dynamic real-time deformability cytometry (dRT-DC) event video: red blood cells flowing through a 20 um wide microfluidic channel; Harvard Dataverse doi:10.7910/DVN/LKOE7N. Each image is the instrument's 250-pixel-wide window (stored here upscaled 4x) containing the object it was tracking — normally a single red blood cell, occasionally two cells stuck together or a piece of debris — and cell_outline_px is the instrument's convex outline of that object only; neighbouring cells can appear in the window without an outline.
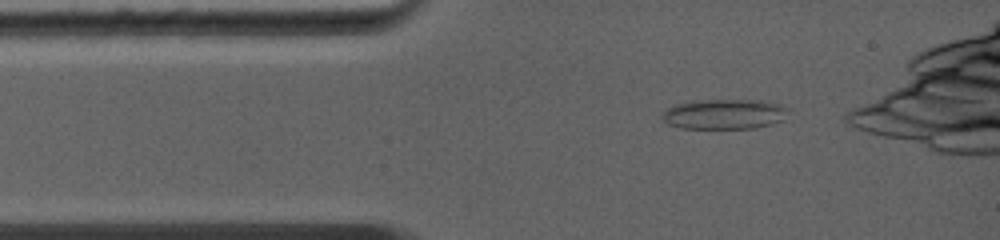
{"species": "common noctule bat (a hibernating species)", "species_latin": "Nyctalus noctula", "temperature_condition": "warm", "stored_images_in_passage": 3, "camera_frame_rate_fps": 5000, "um_per_image_px": 0.085, "animal": {"sex": "female", "body_mass_g": 19.0, "forearm_length_mm": 56.7}, "frame": {"image": 1, "passage_image": 2, "time_ms": 0.6, "image_size_px": [1000, 240], "cell_outline_px": [[788, 108], [784, 120], [772, 124], [756, 128], [680, 128], [668, 124], [660, 116], [664, 108], [672, 104], [696, 100], [760, 100], [776, 104]], "centroid_in_image_um": [61.5, 9.7], "position_along_channel_um": 23.5, "area_um2": 22.31}}